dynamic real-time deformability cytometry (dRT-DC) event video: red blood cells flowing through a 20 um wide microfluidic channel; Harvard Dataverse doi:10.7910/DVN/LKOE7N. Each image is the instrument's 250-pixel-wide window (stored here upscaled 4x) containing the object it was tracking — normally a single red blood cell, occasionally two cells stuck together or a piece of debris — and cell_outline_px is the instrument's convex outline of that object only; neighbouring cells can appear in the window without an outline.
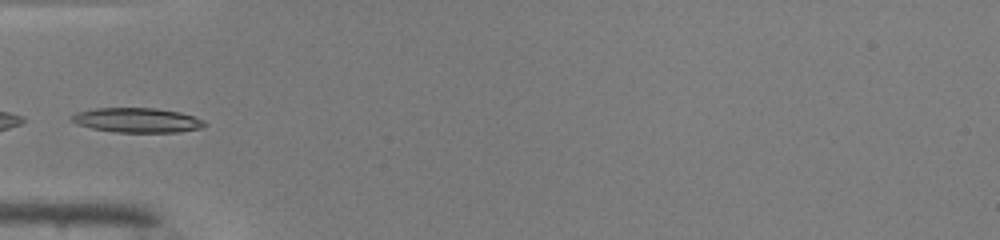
{"species": "common noctule bat (a hibernating species)", "species_latin": "Nyctalus noctula", "temperature_condition": "warm", "stored_images_in_passage": 32, "camera_frame_rate_fps": 3000, "um_per_image_px": 0.085, "animal": {"sex": "male", "body_mass_g": 19.0, "forearm_length_mm": 50.8}, "frame": {"image": 1, "passage_image": 1, "time_ms": 0.0, "image_size_px": [1000, 240], "cell_outline_px": [[208, 124], [200, 128], [180, 132], [116, 132], [92, 128], [76, 124], [72, 120], [72, 116], [76, 112], [96, 108], [156, 108], [180, 112], [204, 120]], "centroid_in_image_um": [11.68, 10.21], "position_along_channel_um": 73.3, "area_um2": 19.02}}
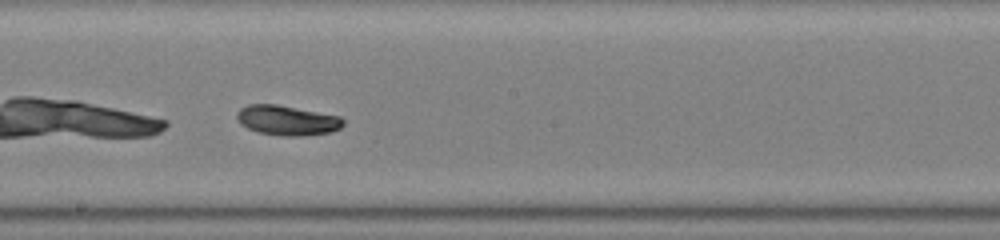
{"frame": {"image": 2, "passage_image": 12, "time_ms": 3.667, "image_size_px": [1000, 240], "cell_outline_px": [[344, 124], [340, 128], [332, 132], [304, 136], [280, 136], [260, 132], [248, 128], [240, 124], [236, 116], [236, 112], [240, 108], [248, 104], [276, 104], [340, 116], [344, 120]], "centroid_in_image_um": [24.4, 10.23], "position_along_channel_um": 223.8, "area_um2": 18.61}}
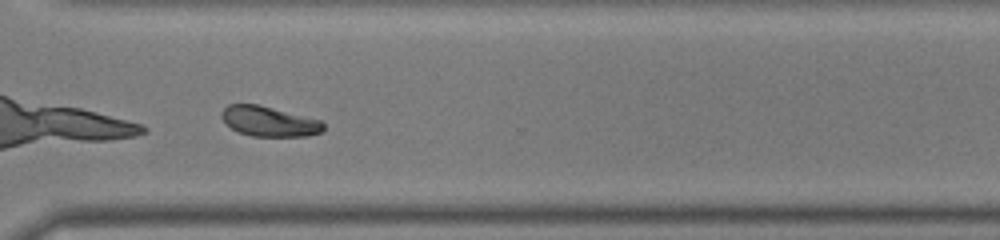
{"frame": {"image": 3, "passage_image": 21, "time_ms": 6.667, "image_size_px": [1000, 240], "cell_outline_px": [[324, 132], [308, 136], [252, 136], [240, 132], [232, 128], [220, 116], [220, 112], [228, 104], [256, 104], [320, 120], [324, 124]], "centroid_in_image_um": [22.88, 10.32], "position_along_channel_um": 347.7, "area_um2": 17.63}}